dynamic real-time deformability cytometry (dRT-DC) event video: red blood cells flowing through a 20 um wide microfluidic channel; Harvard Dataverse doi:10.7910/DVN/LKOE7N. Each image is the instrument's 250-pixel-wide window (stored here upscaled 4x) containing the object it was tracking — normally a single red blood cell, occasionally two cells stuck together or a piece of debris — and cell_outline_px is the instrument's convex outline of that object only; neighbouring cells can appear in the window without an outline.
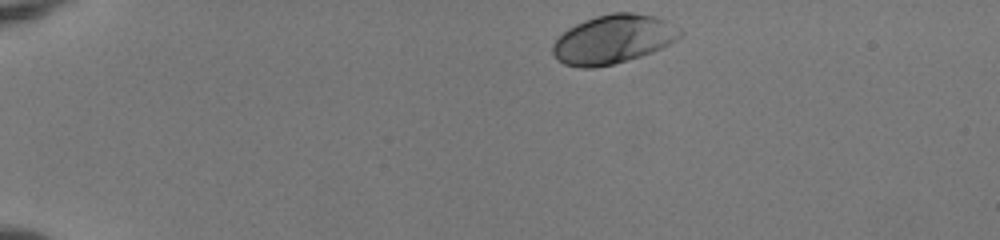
{"species": "human", "species_latin": "Homo sapiens", "temperature_condition": "room temperature", "stored_images_in_passage": 43, "camera_frame_rate_fps": 3000, "um_per_image_px": 0.085, "donor": {"sex": "female"}, "frame": {"image": 1, "passage_image": 1, "time_ms": 0.0, "image_size_px": [1000, 240], "cell_outline_px": [[684, 32], [676, 40], [652, 52], [628, 60], [596, 68], [580, 68], [564, 64], [556, 60], [552, 52], [552, 44], [568, 28], [584, 20], [596, 16], [612, 12], [632, 12], [652, 16], [664, 20]], "centroid_in_image_um": [52.08, 3.35], "position_along_channel_um": 32.9, "area_um2": 36.07}}
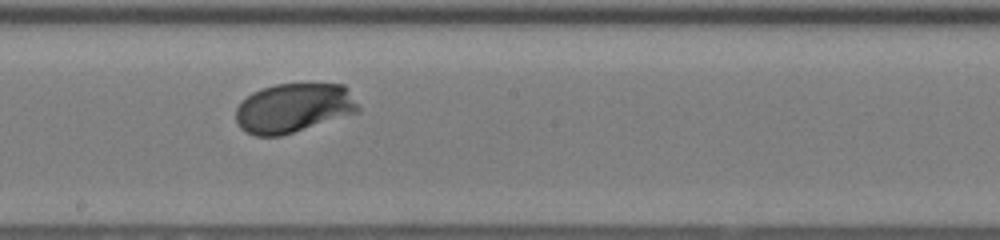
{"frame": {"image": 2, "passage_image": 22, "time_ms": 7.0, "image_size_px": [1000, 240], "cell_outline_px": [[360, 112], [280, 136], [256, 136], [244, 132], [240, 128], [236, 120], [236, 108], [252, 92], [260, 88], [276, 84], [344, 84], [360, 108]], "centroid_in_image_um": [24.94, 9.18], "position_along_channel_um": 223.3, "area_um2": 35.14}}
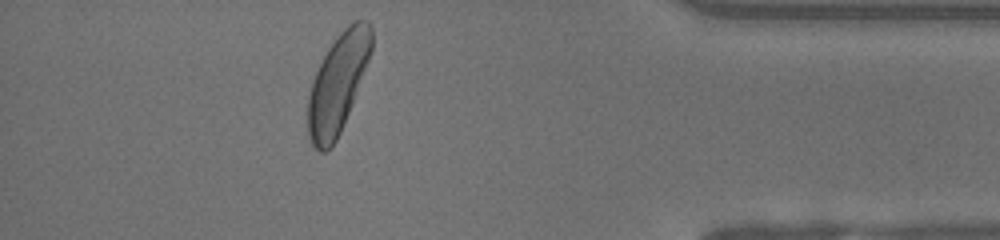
{"frame": {"image": 3, "passage_image": 38, "time_ms": 12.333, "image_size_px": [1000, 240], "cell_outline_px": [[372, 48], [368, 60], [352, 104], [340, 132], [336, 140], [324, 152], [320, 152], [312, 144], [308, 136], [308, 96], [312, 80], [328, 48], [340, 32], [348, 24], [356, 20], [368, 20], [372, 28]], "centroid_in_image_um": [28.71, 7.06], "position_along_channel_um": 406.5, "area_um2": 36.13}, "authors_computed_cell_mechanics": {"area_um2": 34.8534, "velocity_mm_per_s": 3.9798, "shape_relaxation_time_tau1_ms": 1.3461, "shape_relaxation_time_tau2_ms": null, "deformation_change_tau1": 0.1131, "deformation_change_tau2": null}}